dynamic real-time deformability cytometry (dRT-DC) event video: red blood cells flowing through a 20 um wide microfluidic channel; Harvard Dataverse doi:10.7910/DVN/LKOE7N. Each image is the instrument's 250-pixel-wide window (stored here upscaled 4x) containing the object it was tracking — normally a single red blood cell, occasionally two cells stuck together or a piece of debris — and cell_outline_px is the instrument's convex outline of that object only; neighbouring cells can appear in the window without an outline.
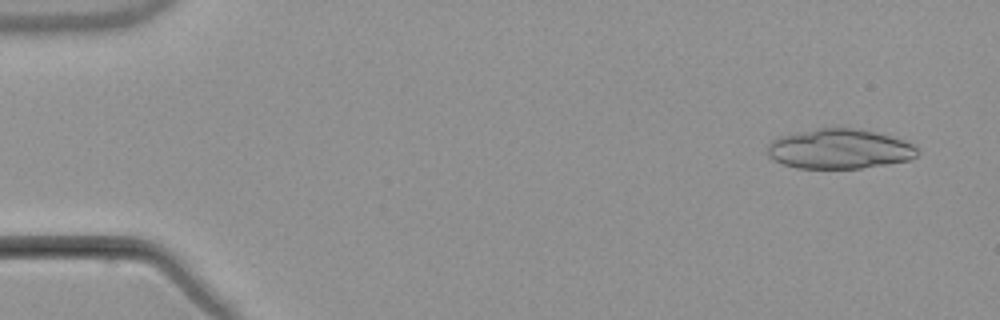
{"species": "common noctule bat (a hibernating species)", "species_latin": "Nyctalus noctula", "temperature_condition": "warm", "stored_images_in_passage": 4, "camera_frame_rate_fps": 3000, "um_per_image_px": 0.085, "animal": {"sex": "male", "body_mass_g": 21.5, "forearm_length_mm": 52.0}, "frame": {"image": 1, "passage_image": 1, "time_ms": 0.0, "image_size_px": [1000, 320], "cell_outline_px": [[920, 152], [916, 156], [908, 160], [888, 164], [860, 168], [796, 168], [784, 164], [768, 156], [768, 144], [772, 140], [780, 136], [816, 128], [860, 128], [904, 140], [912, 144]], "centroid_in_image_um": [71.36, 12.65], "position_along_channel_um": 13.6, "area_um2": 34.68}}